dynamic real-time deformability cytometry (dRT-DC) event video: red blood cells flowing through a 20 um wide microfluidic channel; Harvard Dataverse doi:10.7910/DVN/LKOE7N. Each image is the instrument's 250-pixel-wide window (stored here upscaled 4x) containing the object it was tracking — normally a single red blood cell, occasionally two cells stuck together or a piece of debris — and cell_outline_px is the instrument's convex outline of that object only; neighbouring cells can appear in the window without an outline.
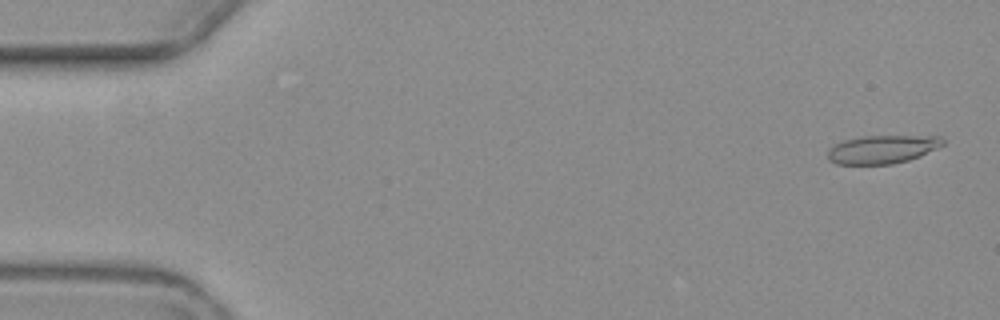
{"species": "common noctule bat (a hibernating species)", "species_latin": "Nyctalus noctula", "temperature_condition": "warm", "stored_images_in_passage": 8, "camera_frame_rate_fps": 3000, "um_per_image_px": 0.085, "animal": {"sex": "female", "body_mass_g": 19.3, "forearm_length_mm": 54.1}, "frame": {"image": 1, "passage_image": 1, "time_ms": 0.0, "image_size_px": [1000, 320], "cell_outline_px": [[944, 144], [920, 156], [908, 160], [892, 164], [836, 164], [828, 160], [828, 148], [844, 140], [860, 136], [940, 136], [944, 140]], "centroid_in_image_um": [74.97, 12.69], "position_along_channel_um": 10.0, "area_um2": 18.96}}
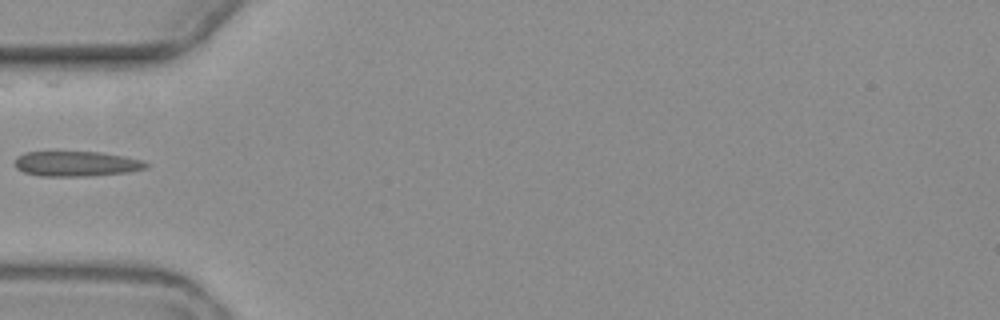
{"frame": {"image": 2, "passage_image": 6, "time_ms": 6.0, "image_size_px": [1000, 320], "cell_outline_px": [[148, 164], [144, 168], [128, 172], [88, 176], [40, 176], [24, 172], [16, 168], [16, 156], [24, 152], [100, 152], [124, 156], [140, 160]], "centroid_in_image_um": [6.45, 13.92], "position_along_channel_um": 78.6, "area_um2": 19.02}}
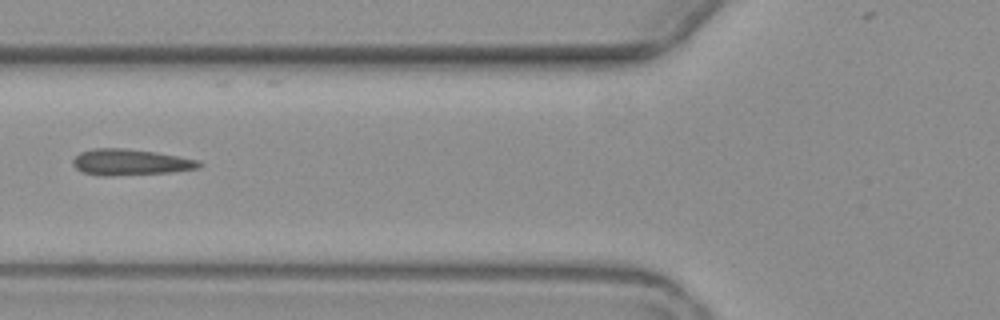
{"frame": {"image": 3, "passage_image": 7, "time_ms": 7.0, "image_size_px": [1000, 320], "cell_outline_px": [[204, 164], [200, 168], [172, 172], [112, 176], [100, 176], [80, 172], [72, 164], [72, 160], [80, 152], [92, 148], [124, 148], [156, 152], [200, 160]], "centroid_in_image_um": [11.08, 13.79], "position_along_channel_um": 114.7, "area_um2": 19.54}}